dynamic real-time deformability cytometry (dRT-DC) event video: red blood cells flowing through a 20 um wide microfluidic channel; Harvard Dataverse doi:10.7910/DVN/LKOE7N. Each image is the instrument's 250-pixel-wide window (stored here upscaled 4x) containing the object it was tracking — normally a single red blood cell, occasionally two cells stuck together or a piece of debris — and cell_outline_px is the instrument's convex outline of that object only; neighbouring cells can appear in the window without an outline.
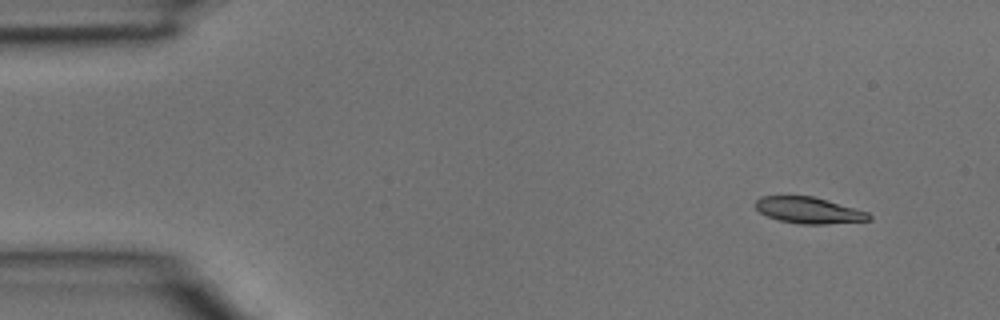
{"species": "common noctule bat (a hibernating species)", "species_latin": "Nyctalus noctula", "temperature_condition": "room temperature", "stored_images_in_passage": 3, "camera_frame_rate_fps": 3000, "um_per_image_px": 0.085, "animal": {"sex": "male", "body_mass_g": 15.6}, "frame": {"image": 1, "passage_image": 1, "time_ms": 0.0, "image_size_px": [1000, 320], "cell_outline_px": [[872, 220], [824, 224], [800, 224], [780, 220], [768, 216], [760, 212], [756, 208], [756, 200], [760, 196], [812, 196], [828, 200], [868, 212], [872, 216]], "centroid_in_image_um": [68.77, 17.87], "position_along_channel_um": 16.2, "area_um2": 17.28}}
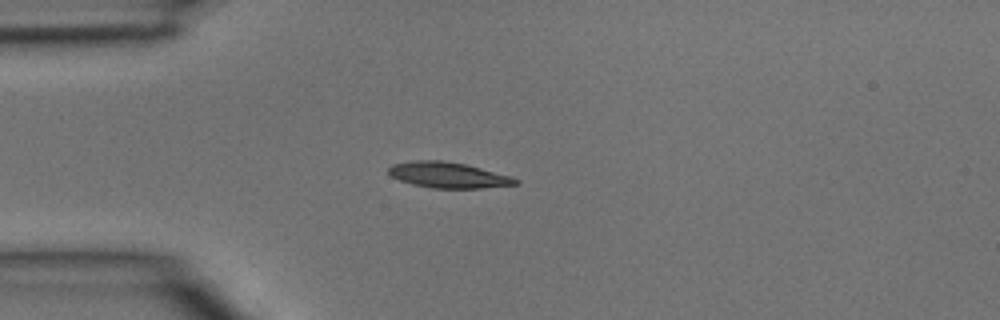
{"frame": {"image": 2, "passage_image": 3, "time_ms": 0.667, "image_size_px": [1000, 320], "cell_outline_px": [[520, 184], [480, 188], [432, 188], [412, 184], [400, 180], [392, 176], [388, 172], [388, 168], [392, 164], [416, 160], [440, 160], [464, 164], [512, 176], [520, 180]], "centroid_in_image_um": [38.12, 14.88], "position_along_channel_um": 46.9, "area_um2": 18.96}}